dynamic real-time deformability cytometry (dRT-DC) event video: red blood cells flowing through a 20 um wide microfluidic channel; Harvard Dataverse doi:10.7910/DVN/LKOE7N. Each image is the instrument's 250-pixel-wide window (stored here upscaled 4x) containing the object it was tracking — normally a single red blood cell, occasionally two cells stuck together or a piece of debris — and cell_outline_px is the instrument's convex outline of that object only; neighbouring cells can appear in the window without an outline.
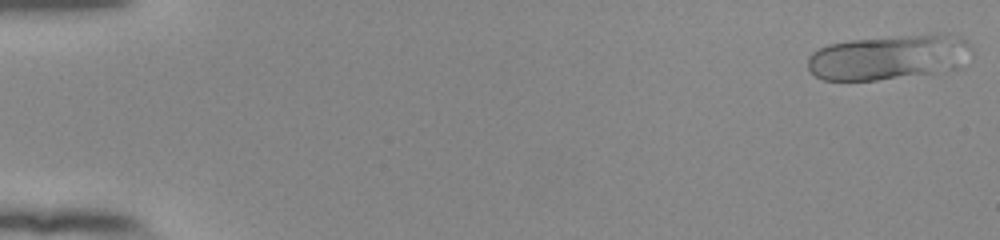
{"species": "human", "species_latin": "Homo sapiens", "temperature_condition": "room temperature", "stored_images_in_passage": 19, "camera_frame_rate_fps": 3000, "um_per_image_px": 0.085, "donor": {"sex": "female"}, "frame": {"image": 1, "passage_image": 1, "time_ms": 0.0, "image_size_px": [1000, 240], "cell_outline_px": [[976, 52], [932, 72], [876, 80], [824, 80], [816, 76], [808, 68], [808, 56], [812, 52], [828, 44], [852, 40], [932, 32], [944, 32], [960, 36]], "centroid_in_image_um": [75.46, 4.8], "position_along_channel_um": 9.5, "area_um2": 42.19}}
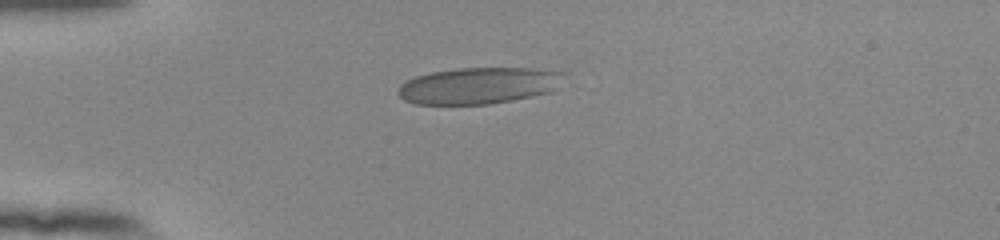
{"frame": {"image": 2, "passage_image": 14, "time_ms": 4.333, "image_size_px": [1000, 240], "cell_outline_px": [[568, 80], [564, 84], [552, 92], [512, 100], [488, 104], [416, 104], [404, 100], [396, 92], [400, 84], [404, 80], [416, 76], [432, 72], [456, 68], [568, 68]], "centroid_in_image_um": [40.88, 7.24], "position_along_channel_um": 44.1, "area_um2": 36.53}}